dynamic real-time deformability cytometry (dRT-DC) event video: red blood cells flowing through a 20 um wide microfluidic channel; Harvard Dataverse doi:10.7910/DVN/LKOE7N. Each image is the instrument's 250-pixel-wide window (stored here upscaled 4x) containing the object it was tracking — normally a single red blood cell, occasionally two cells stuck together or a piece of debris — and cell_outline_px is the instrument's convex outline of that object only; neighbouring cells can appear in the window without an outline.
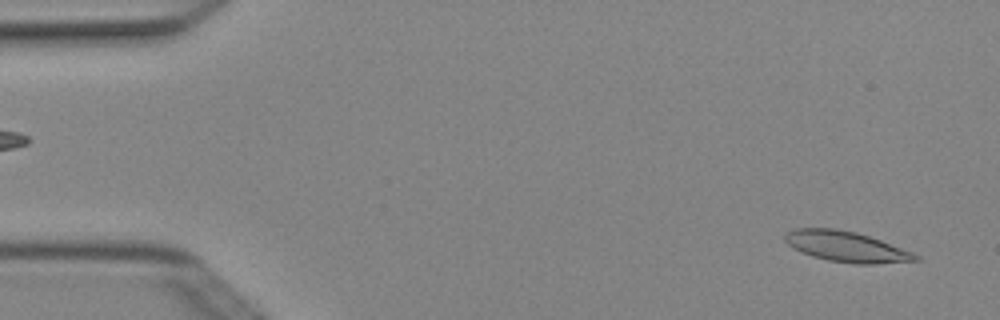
{"species": "Egyptian fruit bat (a non-hibernating species)", "species_latin": "Rousettus aegyptiacus", "temperature_condition": "cold", "stored_images_in_passage": 3, "camera_frame_rate_fps": 3000, "um_per_image_px": 0.085, "animal": {"sex": "female"}, "frame": {"image": 1, "passage_image": 1, "time_ms": 0.0, "image_size_px": [1000, 320], "cell_outline_px": [[920, 260], [876, 264], [856, 264], [828, 260], [812, 256], [800, 252], [792, 248], [784, 240], [784, 236], [788, 232], [796, 228], [836, 228], [856, 232], [880, 240], [912, 252], [920, 256]], "centroid_in_image_um": [71.92, 20.96], "position_along_channel_um": 13.1, "area_um2": 23.18}}